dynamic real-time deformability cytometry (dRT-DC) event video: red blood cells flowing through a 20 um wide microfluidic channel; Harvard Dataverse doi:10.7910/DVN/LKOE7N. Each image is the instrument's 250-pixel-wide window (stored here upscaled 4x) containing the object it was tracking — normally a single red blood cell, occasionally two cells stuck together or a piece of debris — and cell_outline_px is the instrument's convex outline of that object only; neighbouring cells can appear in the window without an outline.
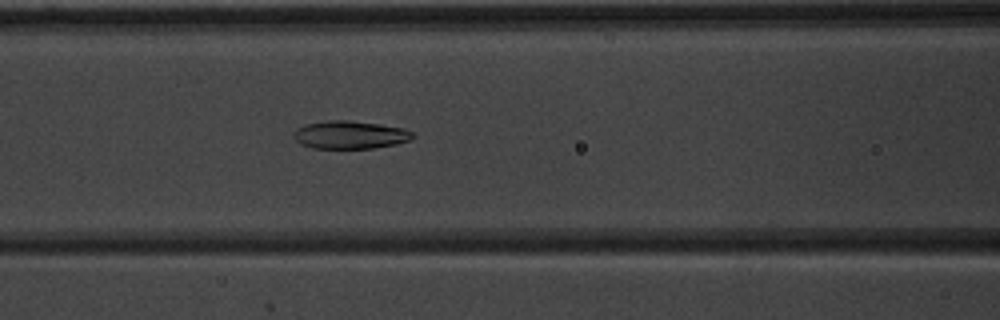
{"species": "common noctule bat (a hibernating species)", "species_latin": "Nyctalus noctula", "temperature_condition": "warm", "stored_images_in_passage": 37, "camera_frame_rate_fps": 3000, "um_per_image_px": 0.085, "animal": {"sex": "male", "body_mass_g": 20.1, "forearm_length_mm": 53.5}, "frame": {"image": 1, "passage_image": 19, "time_ms": 6.0, "image_size_px": [1000, 320], "cell_outline_px": [[416, 136], [408, 140], [396, 144], [372, 148], [312, 148], [300, 144], [292, 136], [292, 132], [296, 128], [308, 124], [328, 120], [348, 120], [380, 124], [404, 128], [412, 132]], "centroid_in_image_um": [29.73, 11.46], "position_along_channel_um": 136.9, "area_um2": 19.42}}
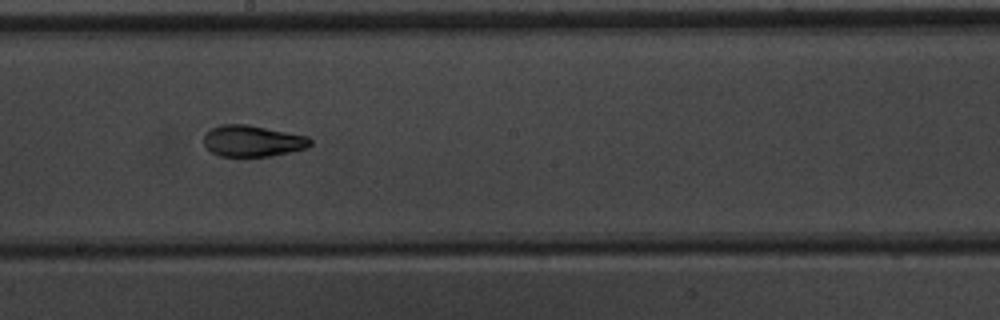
{"frame": {"image": 2, "passage_image": 26, "time_ms": 8.333, "image_size_px": [1000, 320], "cell_outline_px": [[312, 144], [308, 148], [292, 152], [272, 156], [220, 156], [212, 152], [204, 144], [204, 136], [212, 128], [220, 124], [248, 124], [308, 136], [312, 140]], "centroid_in_image_um": [21.52, 11.98], "position_along_channel_um": 226.7, "area_um2": 19.54}}
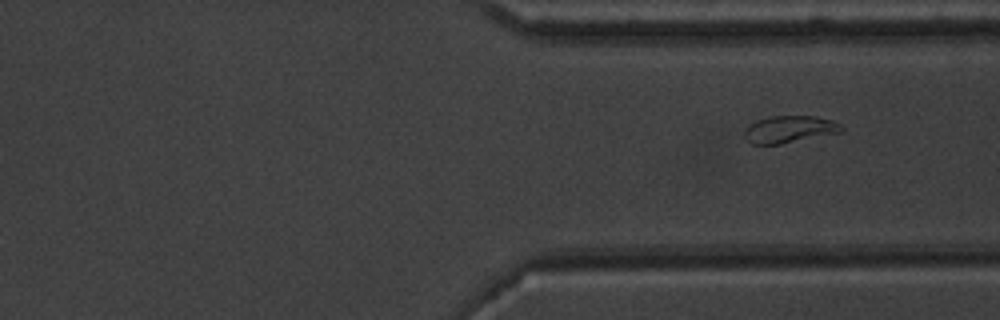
{"frame": {"image": 3, "passage_image": 37, "time_ms": 12.0, "image_size_px": [1000, 320], "cell_outline_px": [[844, 132], [780, 144], [752, 144], [748, 140], [744, 132], [756, 120], [772, 116], [816, 116], [832, 120], [840, 124], [844, 128]], "centroid_in_image_um": [67.18, 10.99], "position_along_channel_um": 344.2, "area_um2": 15.2}}